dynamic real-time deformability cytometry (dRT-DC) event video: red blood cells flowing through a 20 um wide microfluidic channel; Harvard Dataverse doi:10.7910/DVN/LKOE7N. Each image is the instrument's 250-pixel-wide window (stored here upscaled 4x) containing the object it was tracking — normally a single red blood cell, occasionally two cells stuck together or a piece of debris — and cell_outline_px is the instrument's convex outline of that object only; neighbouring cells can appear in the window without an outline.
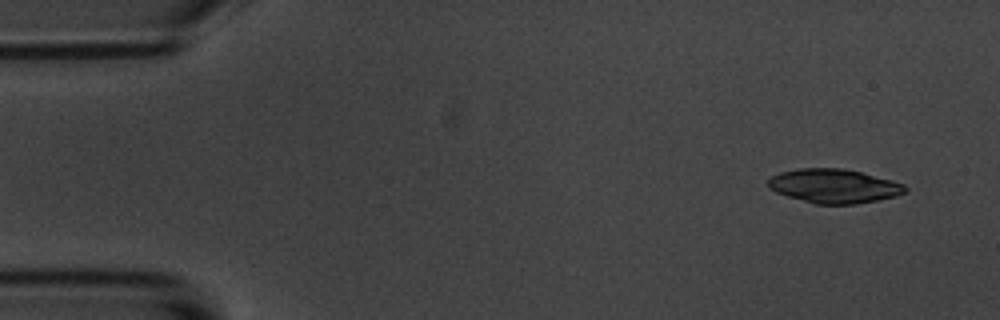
{"species": "common noctule bat (a hibernating species)", "species_latin": "Nyctalus noctula", "temperature_condition": "room temperature", "stored_images_in_passage": 5, "camera_frame_rate_fps": 3000, "um_per_image_px": 0.085, "animal": {"sex": "male", "body_mass_g": 20.1, "forearm_length_mm": 53.5}, "frame": {"image": 1, "passage_image": 1, "time_ms": 0.0, "image_size_px": [1000, 320], "cell_outline_px": [[908, 188], [904, 192], [896, 196], [856, 204], [816, 204], [788, 196], [776, 192], [768, 188], [768, 180], [772, 176], [780, 172], [800, 168], [844, 168], [892, 180], [904, 184]], "centroid_in_image_um": [70.88, 15.81], "position_along_channel_um": 14.1, "area_um2": 27.05}}